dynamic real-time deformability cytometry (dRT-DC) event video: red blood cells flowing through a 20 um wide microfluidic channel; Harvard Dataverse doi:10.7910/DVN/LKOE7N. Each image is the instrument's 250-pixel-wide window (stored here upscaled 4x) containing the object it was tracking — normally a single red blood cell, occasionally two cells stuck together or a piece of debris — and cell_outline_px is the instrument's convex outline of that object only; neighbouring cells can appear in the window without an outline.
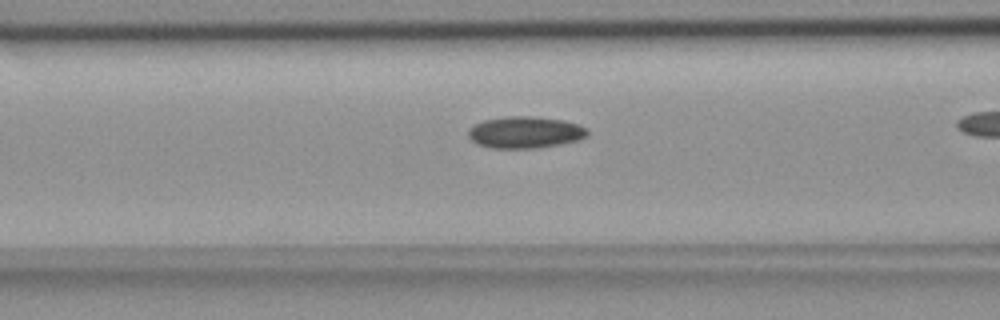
{"species": "common noctule bat (a hibernating species)", "species_latin": "Nyctalus noctula", "temperature_condition": "room temperature", "stored_images_in_passage": 16, "camera_frame_rate_fps": 3000, "um_per_image_px": 0.085, "animal": {"sex": "female", "body_mass_g": 18.4}, "frame": {"image": 1, "passage_image": 14, "time_ms": 4.333, "image_size_px": [1000, 320], "cell_outline_px": [[588, 136], [580, 140], [560, 144], [536, 148], [492, 148], [476, 144], [468, 136], [468, 128], [484, 120], [508, 116], [528, 116], [564, 120], [588, 128]], "centroid_in_image_um": [44.64, 11.25], "position_along_channel_um": 122.0, "area_um2": 22.08}}